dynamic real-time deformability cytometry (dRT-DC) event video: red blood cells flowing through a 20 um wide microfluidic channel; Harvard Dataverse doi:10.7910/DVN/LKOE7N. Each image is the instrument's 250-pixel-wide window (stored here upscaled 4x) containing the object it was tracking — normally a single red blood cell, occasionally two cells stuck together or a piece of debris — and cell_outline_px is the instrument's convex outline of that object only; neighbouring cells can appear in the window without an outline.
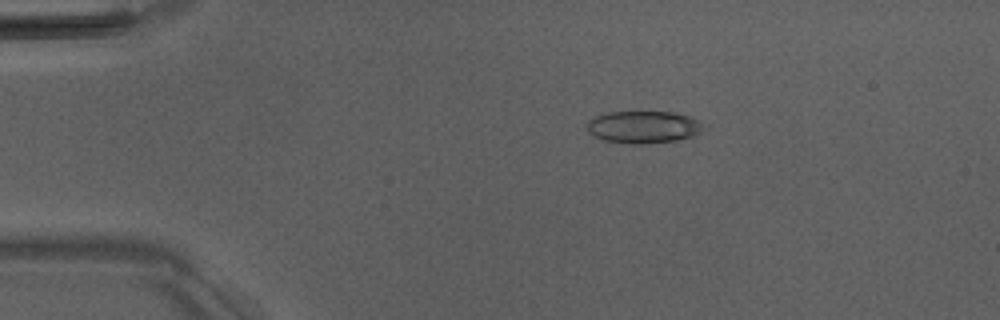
{"species": "Egyptian fruit bat (a non-hibernating species)", "species_latin": "Rousettus aegyptiacus", "temperature_condition": "room temperature", "stored_images_in_passage": 44, "camera_frame_rate_fps": 3000, "um_per_image_px": 0.085, "animal": {"sex": "male"}, "frame": {"image": 1, "passage_image": 2, "time_ms": 0.333, "image_size_px": [1000, 320], "cell_outline_px": [[700, 132], [692, 136], [676, 140], [636, 144], [632, 144], [604, 140], [588, 132], [584, 124], [588, 120], [604, 112], [672, 112], [692, 116], [700, 124]], "centroid_in_image_um": [54.61, 10.78], "position_along_channel_um": 30.4, "area_um2": 21.68}}
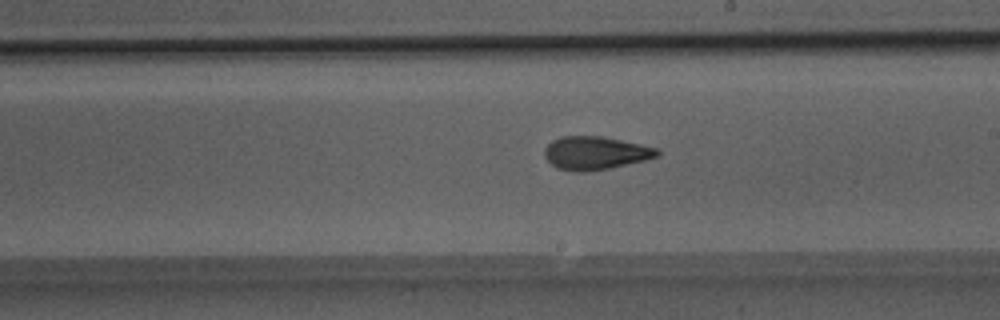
{"frame": {"image": 2, "passage_image": 22, "time_ms": 7.0, "image_size_px": [1000, 320], "cell_outline_px": [[660, 156], [644, 160], [608, 168], [588, 172], [576, 172], [556, 168], [544, 156], [544, 148], [552, 140], [560, 136], [600, 136], [660, 148]], "centroid_in_image_um": [50.59, 13.0], "position_along_channel_um": 238.4, "area_um2": 21.85}}
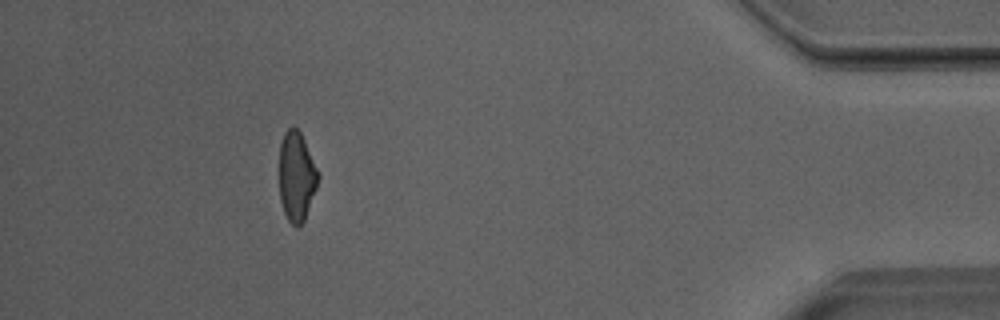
{"frame": {"image": 3, "passage_image": 39, "time_ms": 12.667, "image_size_px": [1000, 320], "cell_outline_px": [[320, 176], [316, 188], [304, 220], [296, 228], [288, 220], [284, 212], [280, 200], [280, 144], [284, 132], [292, 124], [300, 132], [320, 172]], "centroid_in_image_um": [25.21, 14.97], "position_along_channel_um": 410.0, "area_um2": 20.29}, "authors_computed_cell_mechanics": {"area_um2": 21.675, "velocity_mm_per_s": 4.011, "shape_relaxation_time_tau1_ms": 7.1866, "shape_relaxation_time_tau2_ms": 2.1853, "deformation_change_tau1": 0.2055, "deformation_change_tau2": 0.0948}}